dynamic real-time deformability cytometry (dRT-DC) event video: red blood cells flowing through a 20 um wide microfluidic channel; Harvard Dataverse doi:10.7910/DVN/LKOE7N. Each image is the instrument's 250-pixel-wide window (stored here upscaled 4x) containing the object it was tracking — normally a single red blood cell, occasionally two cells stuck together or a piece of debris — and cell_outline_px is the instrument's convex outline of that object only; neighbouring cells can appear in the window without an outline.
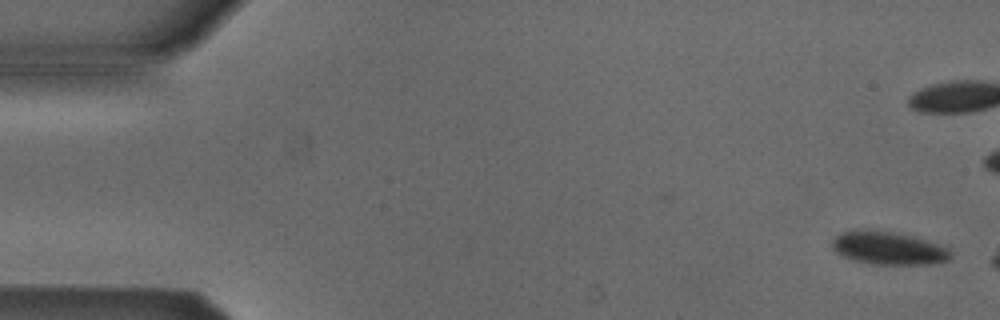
{"species": "Egyptian fruit bat (a non-hibernating species)", "species_latin": "Rousettus aegyptiacus", "temperature_condition": "cold", "stored_images_in_passage": 5, "camera_frame_rate_fps": 3000, "um_per_image_px": 0.085, "animal": {"sex": "male"}, "frame": {"image": 1, "passage_image": 1, "time_ms": 0.0, "image_size_px": [1000, 320], "cell_outline_px": [[952, 256], [948, 260], [940, 264], [872, 264], [852, 260], [836, 252], [832, 248], [832, 240], [840, 232], [856, 228], [892, 232], [912, 236], [948, 248], [952, 252]], "centroid_in_image_um": [75.49, 21.09], "position_along_channel_um": 9.5, "area_um2": 22.95}}